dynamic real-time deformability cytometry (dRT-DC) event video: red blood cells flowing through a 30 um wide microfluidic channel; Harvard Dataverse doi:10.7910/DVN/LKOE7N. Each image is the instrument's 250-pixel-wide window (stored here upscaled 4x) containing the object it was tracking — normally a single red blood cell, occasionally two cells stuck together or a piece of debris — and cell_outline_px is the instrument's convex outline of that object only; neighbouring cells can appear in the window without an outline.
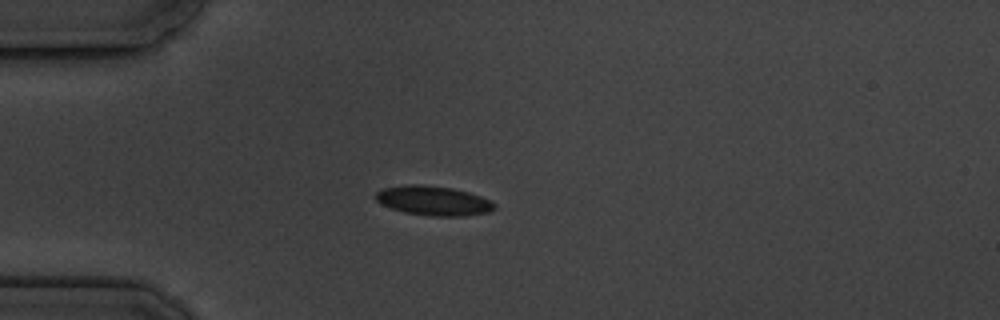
{"species": "common noctule bat (a hibernating species)", "species_latin": "Nyctalus noctula", "temperature_condition": "cold", "stored_images_in_passage": 3, "camera_frame_rate_fps": 3000, "um_per_image_px": 0.085, "animal": {"sex": "male", "body_mass_g": 19.5, "forearm_length_mm": 54.6}, "frame": {"image": 1, "passage_image": 3, "time_ms": 2.333, "image_size_px": [1000, 320], "cell_outline_px": [[496, 208], [488, 212], [464, 216], [432, 216], [404, 212], [392, 208], [376, 200], [372, 196], [376, 192], [384, 188], [408, 184], [420, 184], [452, 188], [468, 192], [480, 196], [496, 204]], "centroid_in_image_um": [36.83, 17.05], "position_along_channel_um": 48.2, "area_um2": 20.29}}